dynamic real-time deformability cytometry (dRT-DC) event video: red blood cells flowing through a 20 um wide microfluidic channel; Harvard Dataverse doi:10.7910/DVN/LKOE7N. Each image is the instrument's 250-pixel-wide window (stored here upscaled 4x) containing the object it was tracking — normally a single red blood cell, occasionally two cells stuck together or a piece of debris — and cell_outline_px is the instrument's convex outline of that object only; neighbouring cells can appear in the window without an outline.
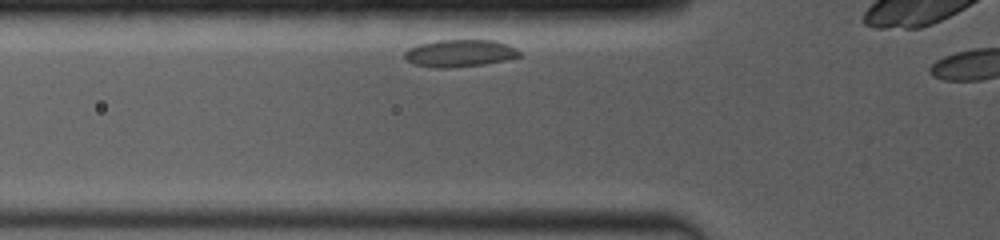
{"species": "common noctule bat (a hibernating species)", "species_latin": "Nyctalus noctula", "temperature_condition": "room temperature", "stored_images_in_passage": 8, "camera_frame_rate_fps": 4000, "um_per_image_px": 0.085, "animal": {"sex": "female", "body_mass_g": 19.0, "forearm_length_mm": 53.3}, "frame": {"image": 1, "passage_image": 4, "time_ms": 0.5, "image_size_px": [1000, 240], "cell_outline_px": [[520, 56], [504, 60], [484, 64], [448, 68], [436, 68], [416, 64], [408, 60], [404, 56], [404, 52], [408, 48], [420, 44], [436, 40], [496, 40], [508, 44], [516, 48], [520, 52]], "centroid_in_image_um": [39.09, 4.51], "position_along_channel_um": 86.7, "area_um2": 18.15}}